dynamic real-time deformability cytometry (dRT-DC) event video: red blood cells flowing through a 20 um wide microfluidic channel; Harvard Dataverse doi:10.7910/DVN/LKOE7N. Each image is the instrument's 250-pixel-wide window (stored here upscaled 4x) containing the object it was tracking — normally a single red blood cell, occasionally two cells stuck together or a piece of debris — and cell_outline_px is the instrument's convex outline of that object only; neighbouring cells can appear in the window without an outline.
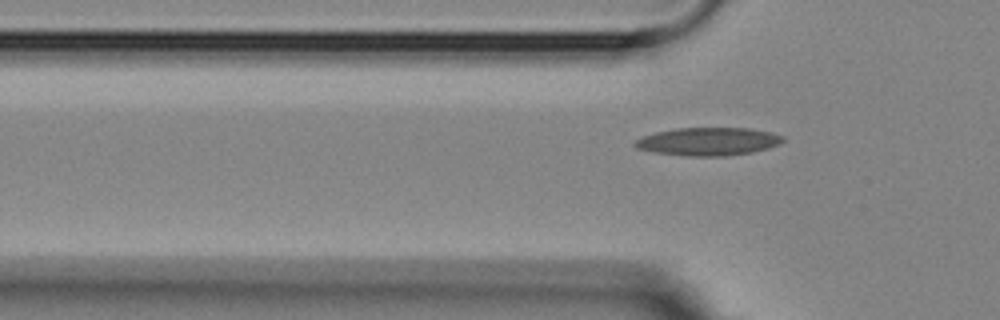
{"species": "Egyptian fruit bat (a non-hibernating species)", "species_latin": "Rousettus aegyptiacus", "temperature_condition": "room temperature", "stored_images_in_passage": 6, "segment_of_instrument_passage": [2, 2], "camera_frame_rate_fps": 3000, "um_per_image_px": 0.085, "animal": {"sex": "female"}, "frame": {"image": 1, "passage_image": 6, "time_ms": 6.0, "image_size_px": [1000, 320], "cell_outline_px": [[784, 140], [780, 144], [768, 148], [752, 152], [728, 156], [684, 156], [652, 152], [636, 148], [632, 144], [636, 140], [644, 136], [656, 132], [676, 128], [748, 128], [772, 132], [784, 136]], "centroid_in_image_um": [60.21, 12.03], "position_along_channel_um": 65.6, "area_um2": 24.33}}